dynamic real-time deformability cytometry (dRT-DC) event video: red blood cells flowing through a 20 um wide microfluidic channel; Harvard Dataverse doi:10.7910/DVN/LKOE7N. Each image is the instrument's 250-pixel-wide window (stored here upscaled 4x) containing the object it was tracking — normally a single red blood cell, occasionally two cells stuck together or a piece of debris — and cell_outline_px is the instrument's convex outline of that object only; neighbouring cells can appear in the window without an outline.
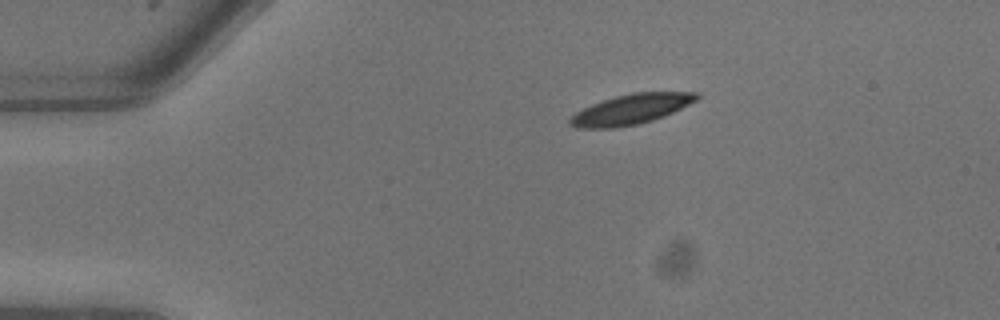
{"species": "common noctule bat (a hibernating species)", "species_latin": "Nyctalus noctula", "temperature_condition": "warm", "stored_images_in_passage": 5, "camera_frame_rate_fps": 3000, "um_per_image_px": 0.085, "animal": {"sex": "male", "body_mass_g": 13.3}, "frame": {"image": 1, "passage_image": 1, "time_ms": 0.0, "image_size_px": [1000, 320], "cell_outline_px": [[700, 96], [696, 100], [664, 116], [640, 124], [616, 128], [576, 128], [568, 124], [568, 120], [576, 112], [592, 104], [616, 96], [632, 92], [700, 92]], "centroid_in_image_um": [53.62, 9.29], "position_along_channel_um": 31.4, "area_um2": 22.14}}
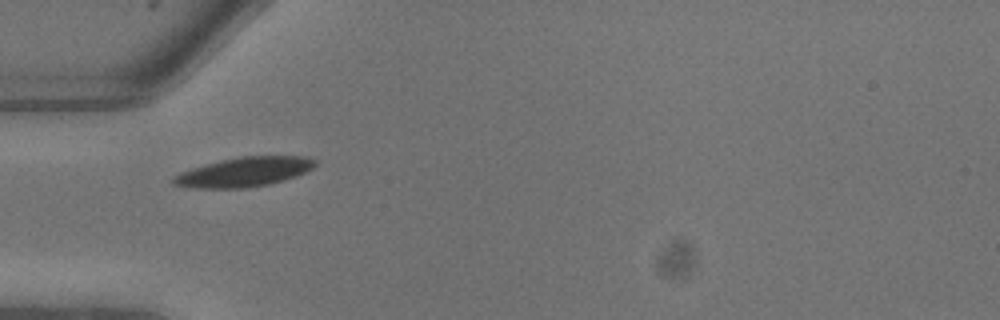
{"frame": {"image": 2, "passage_image": 4, "time_ms": 1.0, "image_size_px": [1000, 320], "cell_outline_px": [[316, 164], [312, 168], [296, 176], [284, 180], [268, 184], [248, 188], [200, 188], [172, 184], [172, 176], [180, 172], [204, 164], [240, 156], [304, 156], [316, 160]], "centroid_in_image_um": [20.74, 14.61], "position_along_channel_um": 64.3, "area_um2": 24.22}}